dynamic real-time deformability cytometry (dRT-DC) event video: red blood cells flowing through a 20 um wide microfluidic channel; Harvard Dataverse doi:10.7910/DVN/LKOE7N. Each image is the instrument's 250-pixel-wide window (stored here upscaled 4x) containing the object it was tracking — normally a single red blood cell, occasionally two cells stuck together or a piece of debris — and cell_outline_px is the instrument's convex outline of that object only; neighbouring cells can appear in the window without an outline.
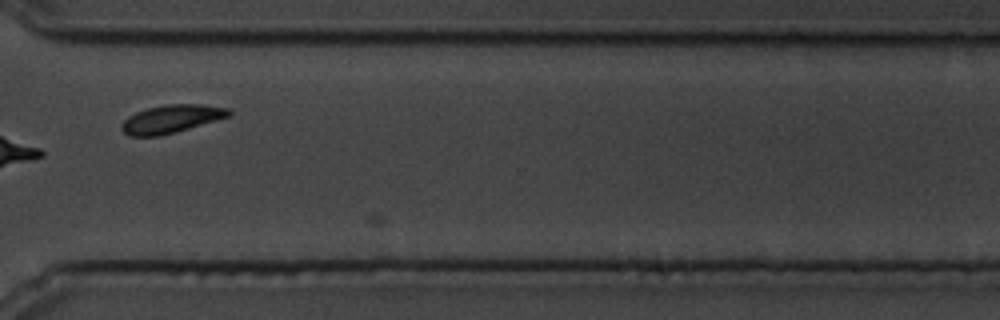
{"species": "common noctule bat (a hibernating species)", "species_latin": "Nyctalus noctula", "temperature_condition": "cold", "stored_images_in_passage": 21, "camera_frame_rate_fps": 3000, "um_per_image_px": 0.085, "animal": {"sex": "male", "body_mass_g": 19.5, "forearm_length_mm": 54.6}, "frame": {"image": 1, "passage_image": 15, "time_ms": 4.667, "image_size_px": [1000, 320], "cell_outline_px": [[232, 116], [176, 132], [160, 136], [128, 136], [120, 128], [120, 124], [128, 116], [136, 112], [148, 108], [172, 104], [200, 104], [228, 108], [232, 112]], "centroid_in_image_um": [14.57, 10.12], "position_along_channel_um": 356.0, "area_um2": 17.63}}
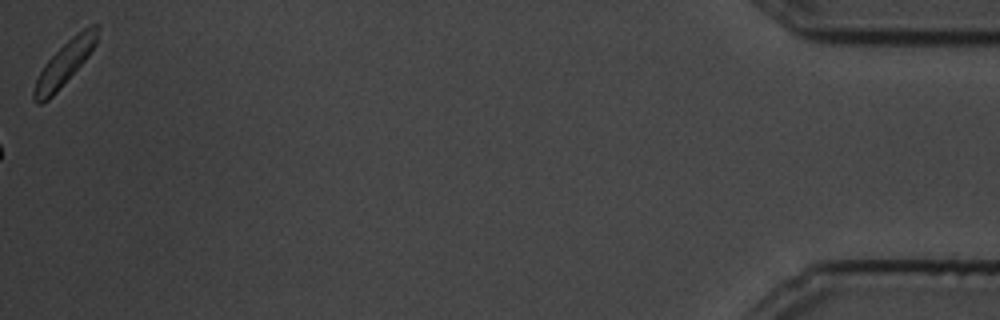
{"frame": {"image": 2, "passage_image": 21, "time_ms": 6.667, "image_size_px": [1000, 320], "cell_outline_px": [[100, 24], [96, 44], [88, 56], [56, 92], [48, 100], [40, 104], [36, 104], [32, 100], [32, 92], [36, 80], [44, 64], [72, 36], [88, 24]], "centroid_in_image_um": [5.49, 5.37], "position_along_channel_um": 429.7, "area_um2": 16.07}}